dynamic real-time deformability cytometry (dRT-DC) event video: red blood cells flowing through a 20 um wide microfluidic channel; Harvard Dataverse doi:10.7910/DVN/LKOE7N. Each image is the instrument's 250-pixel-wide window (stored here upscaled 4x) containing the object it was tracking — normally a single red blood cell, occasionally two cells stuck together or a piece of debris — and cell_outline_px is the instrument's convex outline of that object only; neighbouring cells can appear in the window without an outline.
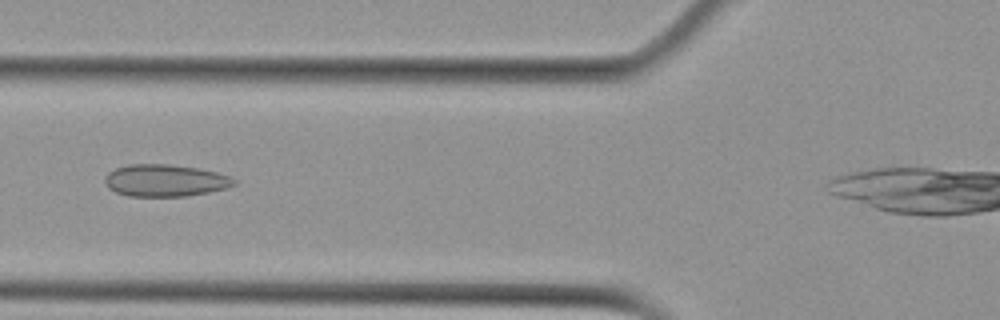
{"species": "Egyptian fruit bat (a non-hibernating species)", "species_latin": "Rousettus aegyptiacus", "temperature_condition": "cold", "stored_images_in_passage": 31, "camera_frame_rate_fps": 3000, "um_per_image_px": 0.085, "animal": {"sex": "female"}, "frame": {"image": 1, "passage_image": 6, "time_ms": 1.667, "image_size_px": [1000, 320], "cell_outline_px": [[236, 184], [228, 188], [208, 192], [184, 196], [128, 196], [116, 192], [108, 188], [104, 180], [104, 176], [108, 172], [116, 168], [128, 164], [168, 164], [196, 168], [216, 172], [228, 176], [236, 180]], "centroid_in_image_um": [14.01, 15.34], "position_along_channel_um": 111.8, "area_um2": 24.1}}
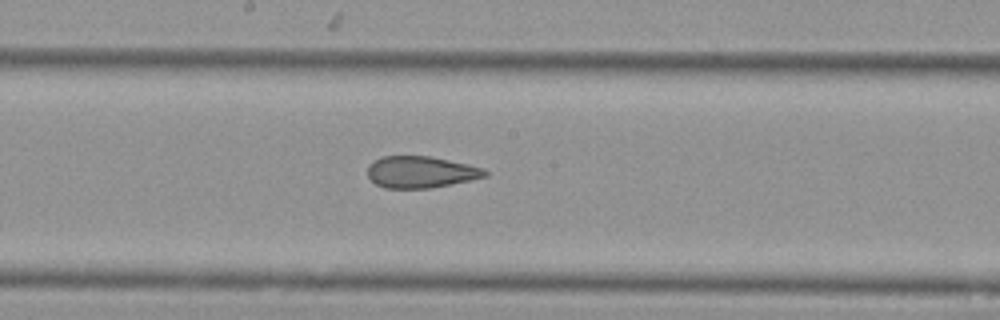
{"frame": {"image": 2, "passage_image": 14, "time_ms": 4.333, "image_size_px": [1000, 320], "cell_outline_px": [[488, 176], [432, 188], [384, 188], [376, 184], [368, 176], [368, 164], [380, 156], [432, 156], [468, 164], [484, 168], [488, 172]], "centroid_in_image_um": [35.76, 14.61], "position_along_channel_um": 212.4, "area_um2": 21.79}}
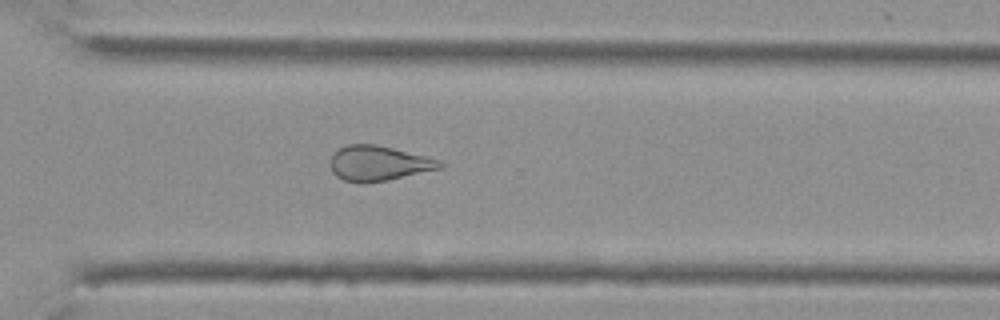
{"frame": {"image": 3, "passage_image": 24, "time_ms": 7.667, "image_size_px": [1000, 320], "cell_outline_px": [[444, 164], [440, 168], [388, 180], [360, 184], [344, 180], [336, 176], [332, 172], [328, 164], [328, 160], [332, 152], [348, 144], [376, 144], [428, 156], [440, 160]], "centroid_in_image_um": [32.11, 13.88], "position_along_channel_um": 338.5, "area_um2": 22.72}, "authors_computed_cell_mechanics": {"area_um2": 22.7732, "velocity_mm_per_s": 3.783, "shape_relaxation_time_tau1_ms": null, "shape_relaxation_time_tau2_ms": 2.1703, "deformation_change_tau1": null, "deformation_change_tau2": 0.1051}}